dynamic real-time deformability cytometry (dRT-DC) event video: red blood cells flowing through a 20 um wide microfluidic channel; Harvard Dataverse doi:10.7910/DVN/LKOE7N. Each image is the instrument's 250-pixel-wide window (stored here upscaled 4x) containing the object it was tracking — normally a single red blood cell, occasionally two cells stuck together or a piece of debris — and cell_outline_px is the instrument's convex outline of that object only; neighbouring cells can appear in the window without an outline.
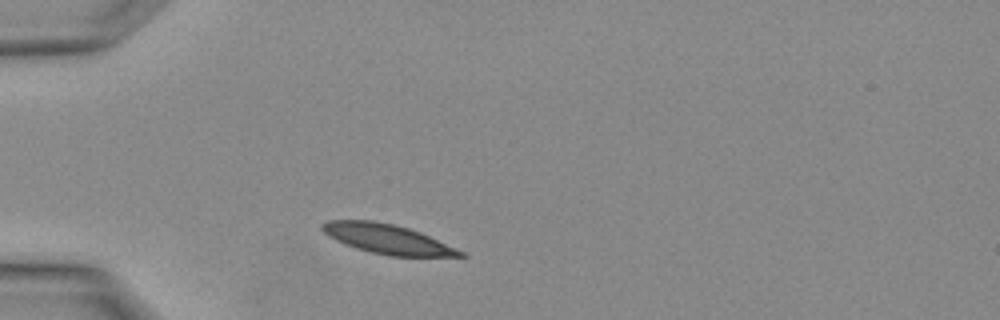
{"species": "Egyptian fruit bat (a non-hibernating species)", "species_latin": "Rousettus aegyptiacus", "temperature_condition": "warm", "stored_images_in_passage": 1, "camera_frame_rate_fps": 3000, "um_per_image_px": 0.085, "animal": {"sex": "female"}, "frame": {"image": 1, "passage_image": 1, "time_ms": 0.0, "image_size_px": [1000, 320], "cell_outline_px": [[468, 256], [388, 256], [356, 248], [344, 244], [328, 236], [320, 228], [320, 224], [328, 220], [372, 220], [392, 224], [408, 228], [420, 232], [464, 252]], "centroid_in_image_um": [32.87, 20.31], "position_along_channel_um": 52.1, "area_um2": 23.52}}